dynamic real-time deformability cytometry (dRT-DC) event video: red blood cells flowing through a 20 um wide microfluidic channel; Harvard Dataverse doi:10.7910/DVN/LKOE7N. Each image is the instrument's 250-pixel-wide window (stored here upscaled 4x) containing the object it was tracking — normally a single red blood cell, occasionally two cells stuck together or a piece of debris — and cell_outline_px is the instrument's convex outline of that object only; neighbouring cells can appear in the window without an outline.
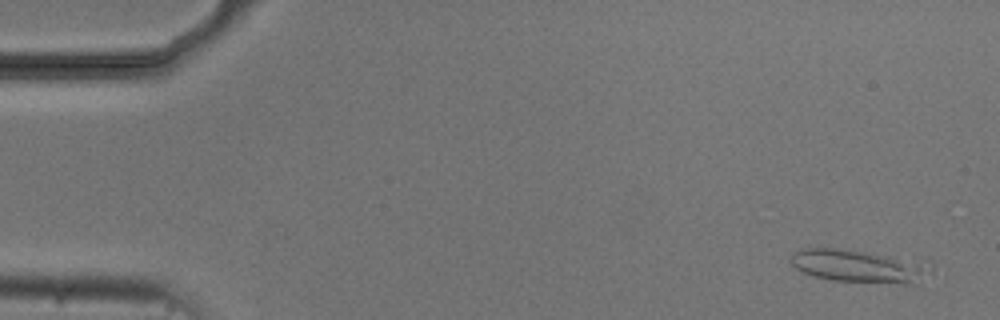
{"species": "common noctule bat (a hibernating species)", "species_latin": "Nyctalus noctula", "temperature_condition": "cold", "stored_images_in_passage": 3, "camera_frame_rate_fps": 3000, "um_per_image_px": 0.085, "animal": {"sex": "male", "body_mass_g": 20.5, "forearm_length_mm": 52.5}, "frame": {"image": 1, "passage_image": 1, "time_ms": 0.0, "image_size_px": [1000, 320], "cell_outline_px": [[932, 272], [920, 284], [904, 284], [832, 280], [812, 276], [796, 268], [788, 260], [796, 252], [804, 248], [832, 248], [864, 252], [932, 264]], "centroid_in_image_um": [73.04, 22.65], "position_along_channel_um": 12.0, "area_um2": 26.53}}